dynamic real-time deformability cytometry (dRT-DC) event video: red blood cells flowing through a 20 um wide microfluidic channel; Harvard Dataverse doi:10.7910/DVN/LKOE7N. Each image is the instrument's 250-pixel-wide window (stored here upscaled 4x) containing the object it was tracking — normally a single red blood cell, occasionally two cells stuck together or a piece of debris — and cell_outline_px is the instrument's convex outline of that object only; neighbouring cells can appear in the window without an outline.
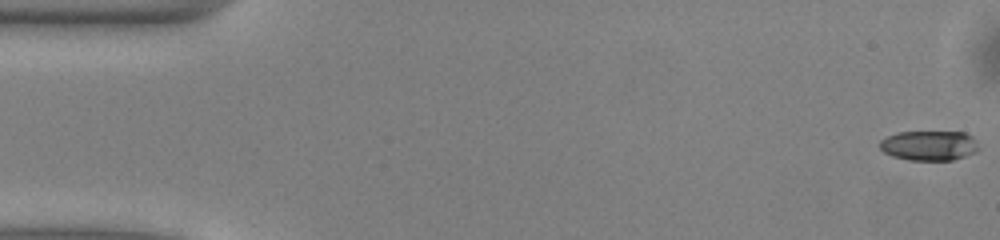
{"species": "common noctule bat (a hibernating species)", "species_latin": "Nyctalus noctula", "temperature_condition": "warm", "stored_images_in_passage": 51, "camera_frame_rate_fps": 3000, "um_per_image_px": 0.085, "animal": {"sex": "male", "body_mass_g": 13.0, "forearm_length_mm": 53.1}, "frame": {"image": 1, "passage_image": 1, "time_ms": 0.0, "image_size_px": [1000, 240], "cell_outline_px": [[980, 148], [976, 152], [952, 160], [908, 160], [892, 156], [884, 152], [880, 148], [880, 140], [896, 132], [964, 132], [972, 136]], "centroid_in_image_um": [78.98, 12.37], "position_along_channel_um": 6.0, "area_um2": 17.22}}
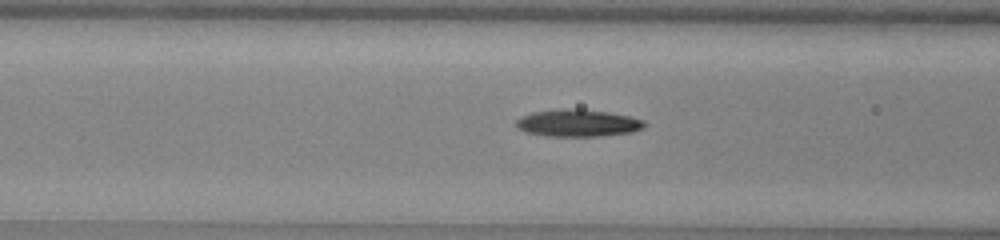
{"frame": {"image": 2, "passage_image": 20, "time_ms": 6.333, "image_size_px": [1000, 240], "cell_outline_px": [[648, 124], [644, 128], [632, 132], [600, 136], [548, 136], [524, 132], [516, 128], [516, 120], [532, 112], [560, 108], [580, 108], [608, 112], [632, 116], [644, 120]], "centroid_in_image_um": [49.15, 10.45], "position_along_channel_um": 117.5, "area_um2": 20.69}}
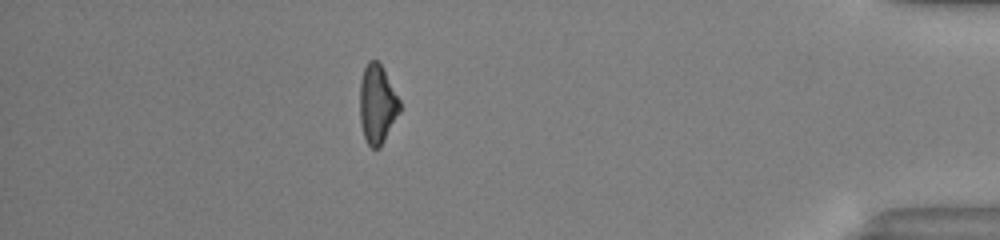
{"frame": {"image": 3, "passage_image": 45, "time_ms": 14.667, "image_size_px": [1000, 240], "cell_outline_px": [[400, 112], [380, 148], [372, 148], [368, 144], [364, 136], [360, 120], [360, 80], [364, 68], [368, 60], [376, 60], [380, 64], [400, 100]], "centroid_in_image_um": [32.06, 8.86], "position_along_channel_um": 403.1, "area_um2": 18.21}, "authors_computed_cell_mechanics": {"area_um2": 18.9006, "velocity_mm_per_s": 4.0448, "shape_relaxation_time_tau1_ms": 4.531, "shape_relaxation_time_tau2_ms": 9.1901, "deformation_change_tau1": 0.1526, "deformation_change_tau2": 0.2277}}